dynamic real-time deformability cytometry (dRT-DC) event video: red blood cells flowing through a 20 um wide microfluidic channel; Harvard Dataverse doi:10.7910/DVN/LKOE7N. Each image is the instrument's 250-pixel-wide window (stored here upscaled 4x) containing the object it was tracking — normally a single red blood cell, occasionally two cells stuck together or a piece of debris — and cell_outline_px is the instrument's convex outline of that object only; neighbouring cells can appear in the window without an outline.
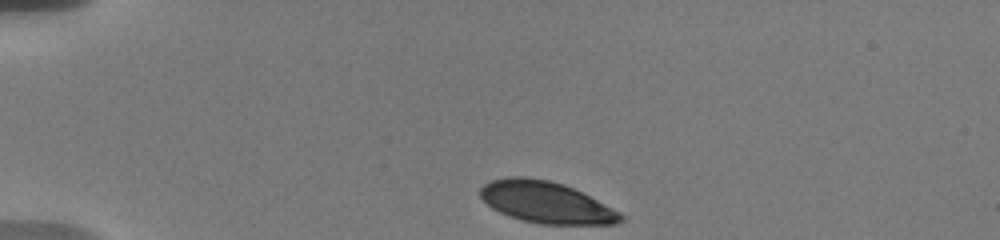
{"species": "human", "species_latin": "Homo sapiens", "temperature_condition": "warm", "stored_images_in_passage": 5, "camera_frame_rate_fps": 3000, "um_per_image_px": 0.085, "donor": {"sex": "male"}, "frame": {"image": 1, "passage_image": 1, "time_ms": 0.0, "image_size_px": [1000, 240], "cell_outline_px": [[624, 220], [616, 224], [540, 224], [520, 220], [500, 212], [492, 208], [480, 196], [480, 188], [484, 184], [492, 180], [508, 176], [524, 176], [548, 180], [564, 184], [620, 212], [624, 216]], "centroid_in_image_um": [46.4, 17.2], "position_along_channel_um": 38.6, "area_um2": 33.76}}